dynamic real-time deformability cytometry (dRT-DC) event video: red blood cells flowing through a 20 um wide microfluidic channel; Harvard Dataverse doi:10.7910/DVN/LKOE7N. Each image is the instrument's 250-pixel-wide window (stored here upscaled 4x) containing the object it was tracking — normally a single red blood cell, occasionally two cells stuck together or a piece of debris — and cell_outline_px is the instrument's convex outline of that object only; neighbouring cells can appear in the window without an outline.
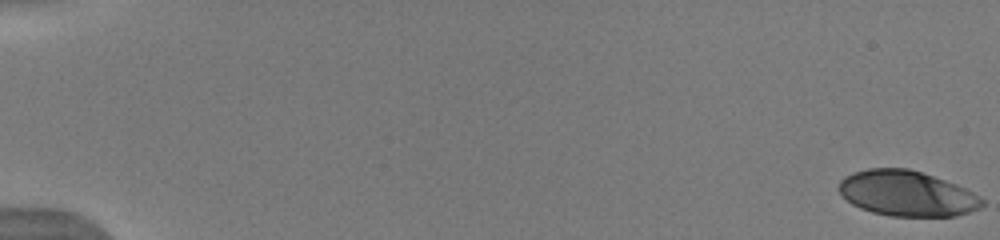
{"species": "human", "species_latin": "Homo sapiens", "temperature_condition": "warm", "stored_images_in_passage": 9, "camera_frame_rate_fps": 3000, "um_per_image_px": 0.085, "donor": {"sex": "male"}, "frame": {"image": 1, "passage_image": 1, "time_ms": 0.0, "image_size_px": [1000, 240], "cell_outline_px": [[984, 204], [980, 208], [956, 216], [892, 216], [872, 212], [860, 208], [852, 204], [836, 188], [840, 180], [844, 176], [852, 172], [868, 168], [908, 168], [956, 184], [980, 196], [984, 200]], "centroid_in_image_um": [77.06, 16.44], "position_along_channel_um": 7.9, "area_um2": 37.86}}
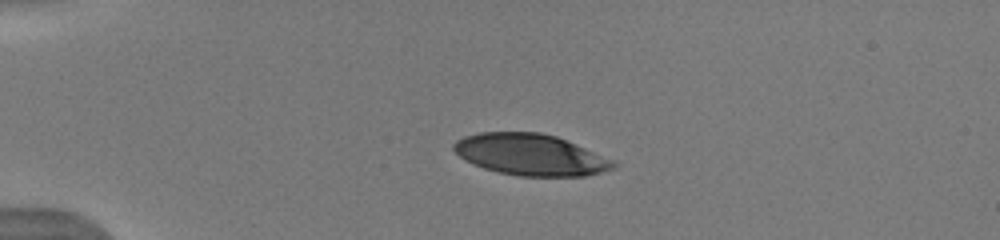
{"frame": {"image": 2, "passage_image": 6, "time_ms": 4.333, "image_size_px": [1000, 240], "cell_outline_px": [[620, 164], [616, 168], [584, 176], [520, 176], [496, 172], [472, 164], [464, 160], [452, 148], [452, 144], [456, 140], [464, 136], [480, 132], [540, 132], [556, 136], [616, 160]], "centroid_in_image_um": [45.11, 13.15], "position_along_channel_um": 39.9, "area_um2": 38.84}}
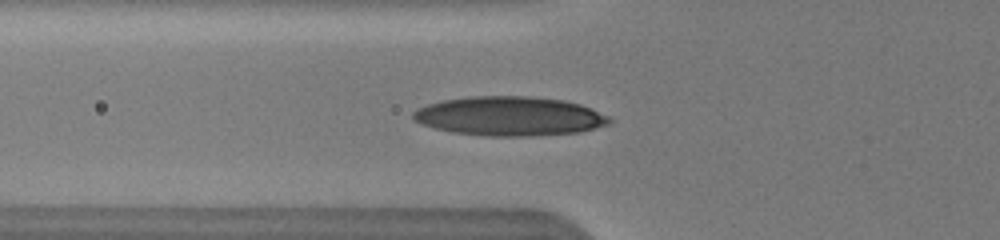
{"frame": {"image": 3, "passage_image": 9, "time_ms": 6.667, "image_size_px": [1000, 240], "cell_outline_px": [[612, 120], [608, 124], [580, 132], [528, 136], [484, 136], [452, 132], [436, 128], [412, 120], [412, 112], [416, 108], [428, 104], [444, 100], [468, 96], [528, 96], [564, 100], [580, 104], [592, 108], [608, 116]], "centroid_in_image_um": [43.29, 9.87], "position_along_channel_um": 82.5, "area_um2": 44.91}}